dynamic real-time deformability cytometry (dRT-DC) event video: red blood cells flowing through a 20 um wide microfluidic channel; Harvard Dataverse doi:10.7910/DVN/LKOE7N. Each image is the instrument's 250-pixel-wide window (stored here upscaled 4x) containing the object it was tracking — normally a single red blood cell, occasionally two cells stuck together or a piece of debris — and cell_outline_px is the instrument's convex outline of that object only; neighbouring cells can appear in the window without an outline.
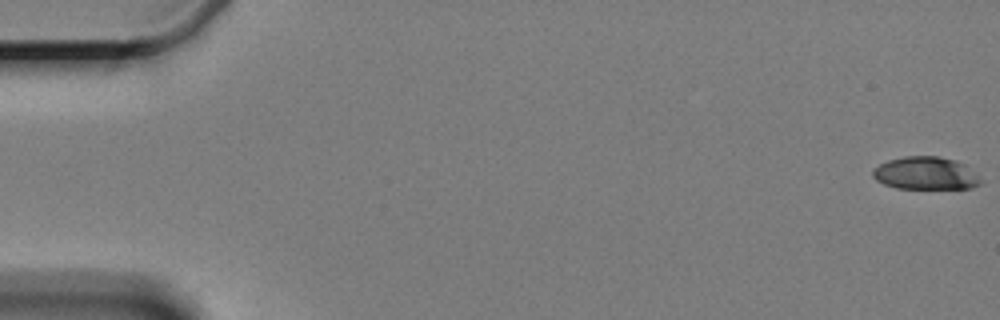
{"species": "Egyptian fruit bat (a non-hibernating species)", "species_latin": "Rousettus aegyptiacus", "temperature_condition": "cold", "stored_images_in_passage": 8, "camera_frame_rate_fps": 3000, "um_per_image_px": 0.085, "animal": {"sex": "female"}, "frame": {"image": 1, "passage_image": 1, "time_ms": 0.0, "image_size_px": [1000, 320], "cell_outline_px": [[980, 184], [972, 188], [896, 188], [884, 184], [876, 180], [872, 176], [872, 172], [880, 164], [888, 160], [904, 156], [936, 156], [952, 160], [964, 164], [976, 176]], "centroid_in_image_um": [78.61, 14.73], "position_along_channel_um": 6.4, "area_um2": 20.11}}
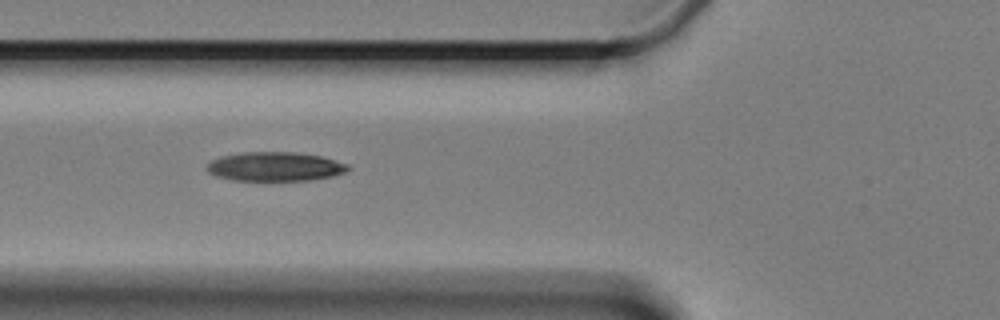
{"frame": {"image": 2, "passage_image": 6, "time_ms": 7.333, "image_size_px": [1000, 320], "cell_outline_px": [[348, 168], [344, 172], [332, 176], [312, 180], [232, 180], [216, 176], [208, 172], [208, 164], [212, 160], [224, 156], [244, 152], [292, 152], [320, 156], [348, 164]], "centroid_in_image_um": [23.37, 14.16], "position_along_channel_um": 102.4, "area_um2": 23.52}}
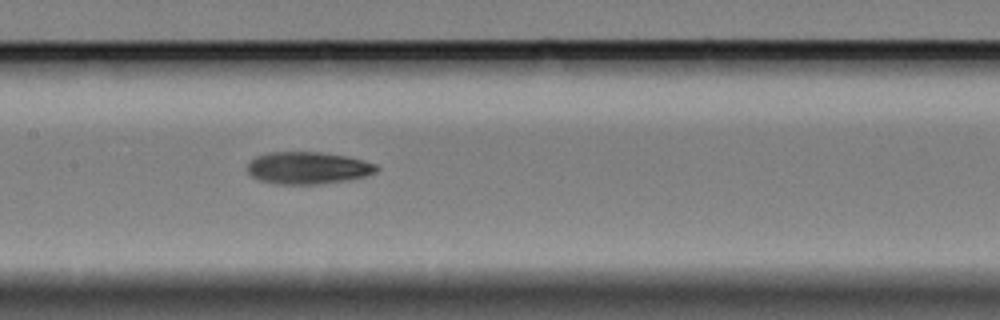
{"frame": {"image": 3, "passage_image": 8, "time_ms": 9.667, "image_size_px": [1000, 320], "cell_outline_px": [[380, 168], [376, 172], [364, 176], [348, 180], [320, 184], [276, 184], [260, 180], [252, 176], [248, 172], [248, 164], [256, 156], [268, 152], [320, 152], [344, 156], [376, 164]], "centroid_in_image_um": [26.16, 14.28], "position_along_channel_um": 181.2, "area_um2": 24.04}}